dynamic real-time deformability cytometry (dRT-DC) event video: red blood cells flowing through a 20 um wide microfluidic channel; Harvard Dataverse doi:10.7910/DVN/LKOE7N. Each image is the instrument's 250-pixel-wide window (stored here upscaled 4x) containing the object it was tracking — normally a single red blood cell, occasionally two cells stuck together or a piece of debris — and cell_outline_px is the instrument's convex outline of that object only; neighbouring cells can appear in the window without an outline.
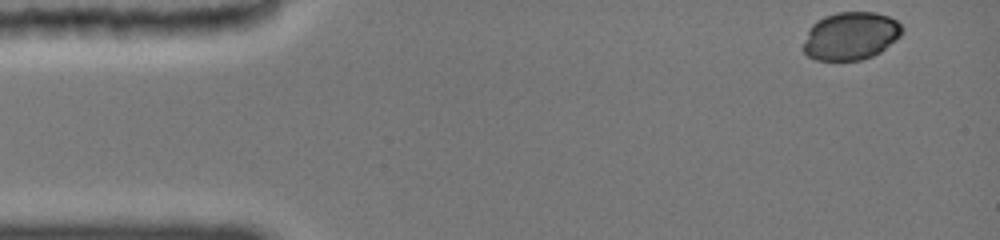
{"species": "common noctule bat (a hibernating species)", "species_latin": "Nyctalus noctula", "temperature_condition": "cold", "stored_images_in_passage": 37, "camera_frame_rate_fps": 3000, "um_per_image_px": 0.085, "animal": {"sex": "female", "body_mass_g": 19.0, "forearm_length_mm": 51.5}, "frame": {"image": 1, "passage_image": 1, "time_ms": 0.0, "image_size_px": [1000, 240], "cell_outline_px": [[904, 28], [900, 36], [896, 40], [880, 52], [872, 56], [860, 60], [816, 60], [808, 56], [804, 52], [804, 44], [808, 28], [816, 20], [824, 16], [836, 12], [876, 12], [888, 16], [896, 20]], "centroid_in_image_um": [72.31, 3.04], "position_along_channel_um": 12.7, "area_um2": 27.69}}